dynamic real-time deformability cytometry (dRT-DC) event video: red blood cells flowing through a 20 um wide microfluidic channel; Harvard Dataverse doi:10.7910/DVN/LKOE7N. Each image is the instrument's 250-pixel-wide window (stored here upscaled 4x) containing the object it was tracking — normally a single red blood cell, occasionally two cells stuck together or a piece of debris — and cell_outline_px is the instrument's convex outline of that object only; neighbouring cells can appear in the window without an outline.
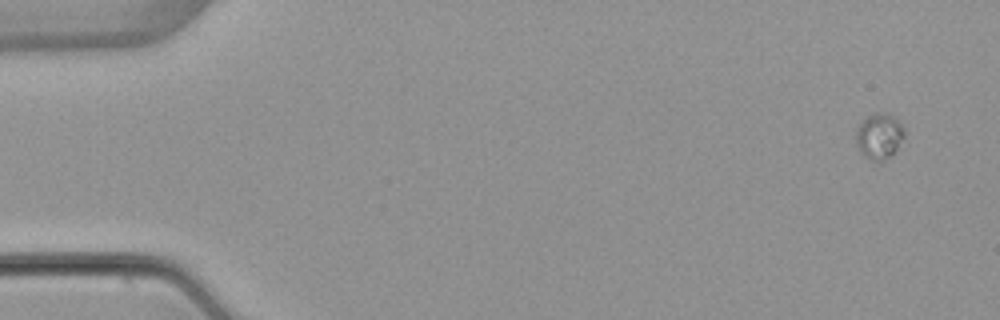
{"species": "common noctule bat (a hibernating species)", "species_latin": "Nyctalus noctula", "temperature_condition": "warm", "stored_images_in_passage": 6, "camera_frame_rate_fps": 3000, "um_per_image_px": 0.085, "animal": {"sex": "female", "body_mass_g": 22.7, "forearm_length_mm": 54.2}, "frame": {"image": 1, "passage_image": 1, "time_ms": 0.0, "image_size_px": [1000, 320], "cell_outline_px": [[904, 136], [892, 156], [884, 160], [872, 160], [864, 156], [860, 152], [856, 144], [856, 128], [860, 120], [876, 112], [884, 112], [896, 116], [900, 120], [904, 128]], "centroid_in_image_um": [74.73, 11.53], "position_along_channel_um": 10.3, "area_um2": 13.18}}
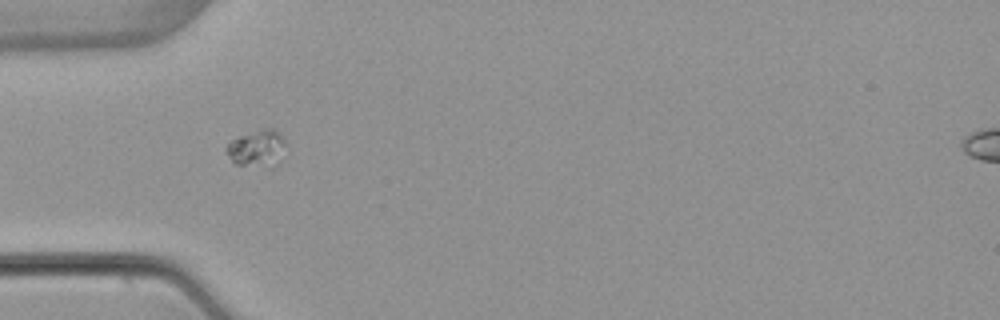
{"frame": {"image": 2, "passage_image": 5, "time_ms": 5.0, "image_size_px": [1000, 320], "cell_outline_px": [[284, 144], [264, 160], [244, 164], [236, 164], [224, 152], [224, 148], [232, 140], [240, 136], [264, 128], [276, 128], [284, 140]], "centroid_in_image_um": [21.62, 12.42], "position_along_channel_um": 63.4, "area_um2": 10.52}}